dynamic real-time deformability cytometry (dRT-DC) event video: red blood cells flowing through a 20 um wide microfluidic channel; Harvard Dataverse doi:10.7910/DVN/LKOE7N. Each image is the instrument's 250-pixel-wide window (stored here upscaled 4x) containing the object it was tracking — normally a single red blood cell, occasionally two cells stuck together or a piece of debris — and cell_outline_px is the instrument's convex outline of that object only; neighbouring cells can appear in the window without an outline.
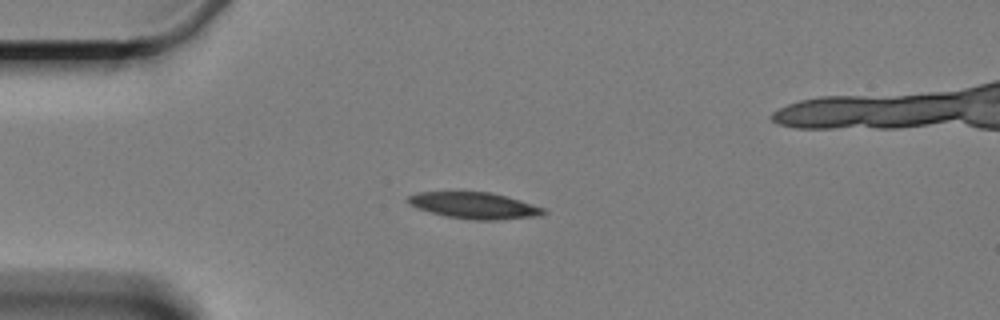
{"species": "Egyptian fruit bat (a non-hibernating species)", "species_latin": "Rousettus aegyptiacus", "temperature_condition": "cold", "stored_images_in_passage": 5, "camera_frame_rate_fps": 3000, "um_per_image_px": 0.085, "animal": {"sex": "female"}, "frame": {"image": 1, "passage_image": 1, "time_ms": 0.0, "image_size_px": [1000, 320], "cell_outline_px": [[548, 212], [540, 216], [496, 220], [472, 220], [448, 216], [432, 212], [408, 204], [404, 200], [408, 196], [416, 192], [488, 192], [520, 200], [544, 208]], "centroid_in_image_um": [40.32, 17.47], "position_along_channel_um": 44.7, "area_um2": 20.69}}
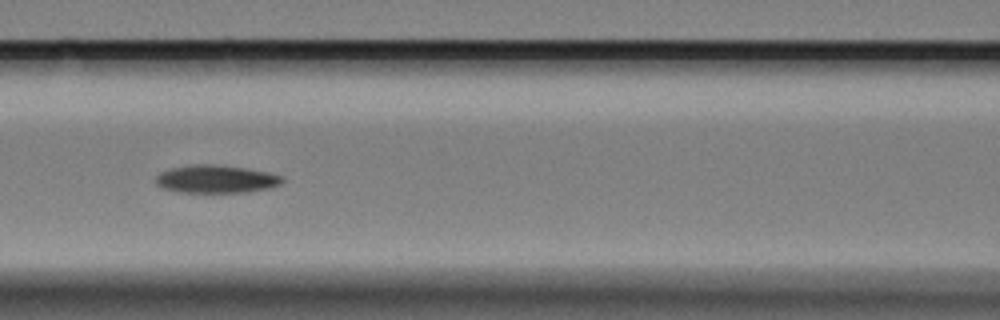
{"frame": {"image": 2, "passage_image": 4, "time_ms": 3.667, "image_size_px": [1000, 320], "cell_outline_px": [[284, 180], [280, 184], [272, 188], [248, 192], [180, 192], [160, 188], [156, 184], [156, 176], [160, 172], [172, 168], [192, 164], [216, 164], [244, 168], [268, 172], [284, 176]], "centroid_in_image_um": [18.38, 15.22], "position_along_channel_um": 148.2, "area_um2": 20.75}}
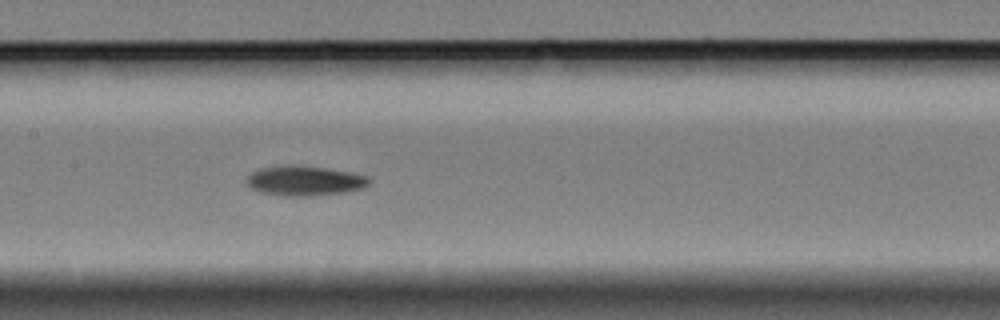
{"frame": {"image": 3, "passage_image": 5, "time_ms": 4.667, "image_size_px": [1000, 320], "cell_outline_px": [[372, 180], [364, 188], [344, 192], [312, 196], [280, 196], [260, 192], [252, 188], [244, 180], [252, 172], [260, 168], [280, 164], [292, 164], [324, 168], [348, 172], [368, 176]], "centroid_in_image_um": [25.86, 15.36], "position_along_channel_um": 181.5, "area_um2": 21.56}}